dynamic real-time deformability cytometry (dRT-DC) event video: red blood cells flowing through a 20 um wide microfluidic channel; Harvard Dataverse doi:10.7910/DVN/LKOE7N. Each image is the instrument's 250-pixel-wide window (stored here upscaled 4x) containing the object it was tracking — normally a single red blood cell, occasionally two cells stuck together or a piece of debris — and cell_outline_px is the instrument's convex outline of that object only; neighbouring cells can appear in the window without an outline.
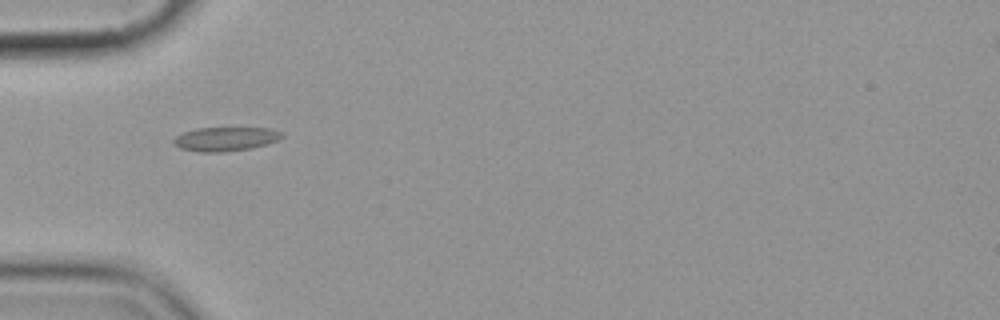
{"species": "common noctule bat (a hibernating species)", "species_latin": "Nyctalus noctula", "temperature_condition": "cold", "stored_images_in_passage": 7, "camera_frame_rate_fps": 3000, "um_per_image_px": 0.085, "animal": {"sex": "female", "body_mass_g": 19.9}, "frame": {"image": 1, "passage_image": 2, "time_ms": 1.0, "image_size_px": [1000, 320], "cell_outline_px": [[284, 136], [268, 144], [252, 148], [224, 152], [200, 152], [180, 148], [172, 144], [172, 140], [176, 136], [184, 132], [196, 128], [272, 128], [284, 132]], "centroid_in_image_um": [19.18, 11.81], "position_along_channel_um": 65.8, "area_um2": 15.32}}
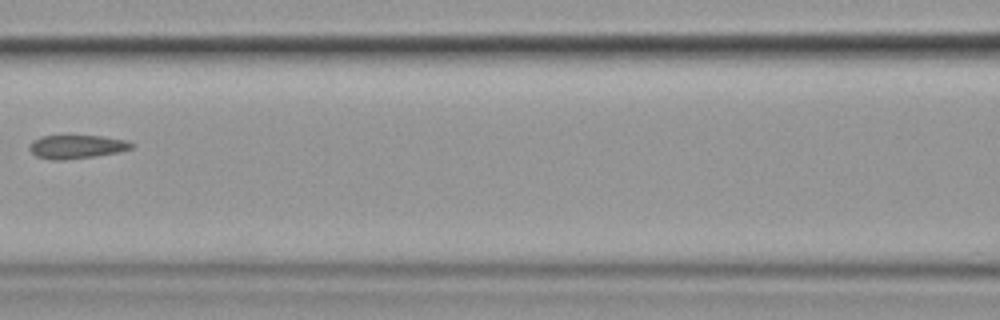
{"frame": {"image": 2, "passage_image": 4, "time_ms": 3.667, "image_size_px": [1000, 320], "cell_outline_px": [[132, 148], [120, 152], [92, 156], [60, 160], [56, 160], [36, 156], [28, 148], [32, 140], [44, 136], [100, 136], [124, 140], [132, 144]], "centroid_in_image_um": [6.48, 12.47], "position_along_channel_um": 160.1, "area_um2": 13.64}}
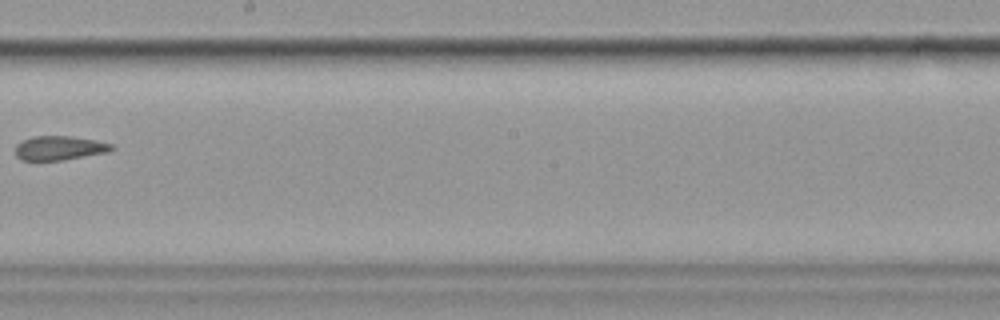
{"frame": {"image": 3, "passage_image": 6, "time_ms": 6.0, "image_size_px": [1000, 320], "cell_outline_px": [[116, 148], [108, 152], [60, 160], [20, 160], [16, 156], [16, 144], [32, 136], [72, 136], [96, 140], [112, 144]], "centroid_in_image_um": [5.06, 12.57], "position_along_channel_um": 243.1, "area_um2": 13.53}}